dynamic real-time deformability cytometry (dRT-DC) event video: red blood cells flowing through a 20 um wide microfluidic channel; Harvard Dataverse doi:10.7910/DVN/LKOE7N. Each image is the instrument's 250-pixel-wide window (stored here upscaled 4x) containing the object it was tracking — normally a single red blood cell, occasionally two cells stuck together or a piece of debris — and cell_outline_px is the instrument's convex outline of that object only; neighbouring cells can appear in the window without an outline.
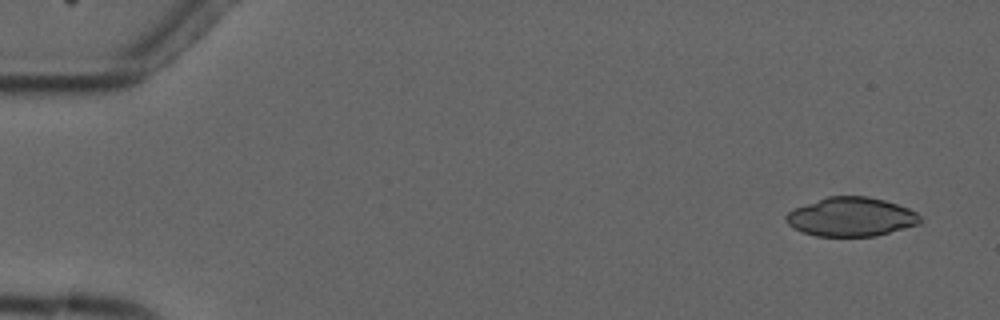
{"species": "common noctule bat (a hibernating species)", "species_latin": "Nyctalus noctula", "temperature_condition": "cold", "stored_images_in_passage": 4, "camera_frame_rate_fps": 3000, "um_per_image_px": 0.085, "animal": {"sex": "male", "forearm_length_mm": 52.5}, "frame": {"image": 1, "passage_image": 1, "time_ms": 0.0, "image_size_px": [1000, 320], "cell_outline_px": [[924, 220], [920, 224], [876, 236], [816, 236], [792, 228], [784, 220], [784, 216], [788, 212], [796, 208], [828, 196], [868, 196], [884, 200], [908, 208], [916, 212]], "centroid_in_image_um": [72.36, 18.44], "position_along_channel_um": 12.6, "area_um2": 30.46}}